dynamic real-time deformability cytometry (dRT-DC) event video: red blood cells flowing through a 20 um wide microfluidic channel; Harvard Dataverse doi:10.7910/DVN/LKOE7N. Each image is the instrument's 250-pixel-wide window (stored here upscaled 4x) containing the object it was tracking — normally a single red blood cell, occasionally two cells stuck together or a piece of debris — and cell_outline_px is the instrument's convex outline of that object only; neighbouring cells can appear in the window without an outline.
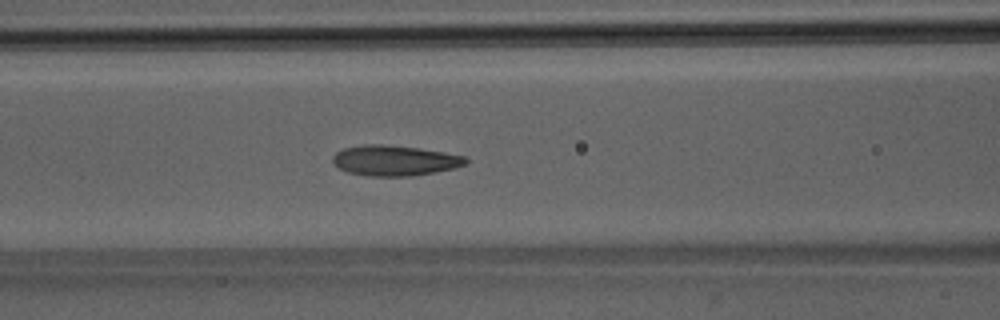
{"species": "Egyptian fruit bat (a non-hibernating species)", "species_latin": "Rousettus aegyptiacus", "temperature_condition": "room temperature", "stored_images_in_passage": 50, "camera_frame_rate_fps": 3000, "um_per_image_px": 0.085, "animal": {"sex": "male"}, "frame": {"image": 1, "passage_image": 21, "time_ms": 6.667, "image_size_px": [1000, 320], "cell_outline_px": [[468, 160], [464, 164], [456, 168], [412, 176], [368, 176], [348, 172], [340, 168], [332, 160], [332, 156], [336, 152], [344, 148], [364, 144], [380, 144], [420, 148], [444, 152], [464, 156]], "centroid_in_image_um": [33.54, 13.64], "position_along_channel_um": 133.1, "area_um2": 23.47}}
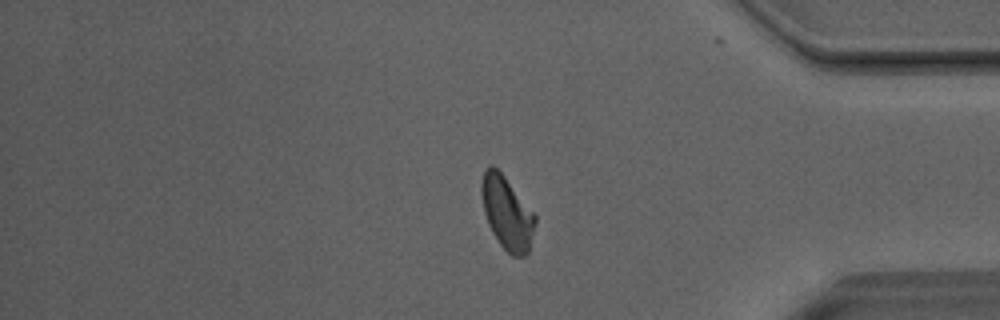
{"frame": {"image": 2, "passage_image": 42, "time_ms": 13.667, "image_size_px": [1000, 320], "cell_outline_px": [[536, 220], [528, 252], [524, 256], [512, 256], [500, 244], [492, 232], [488, 224], [484, 212], [480, 192], [480, 184], [484, 168], [488, 164], [492, 164], [504, 176], [536, 216]], "centroid_in_image_um": [43.05, 18.07], "position_along_channel_um": 392.1, "area_um2": 22.66}}
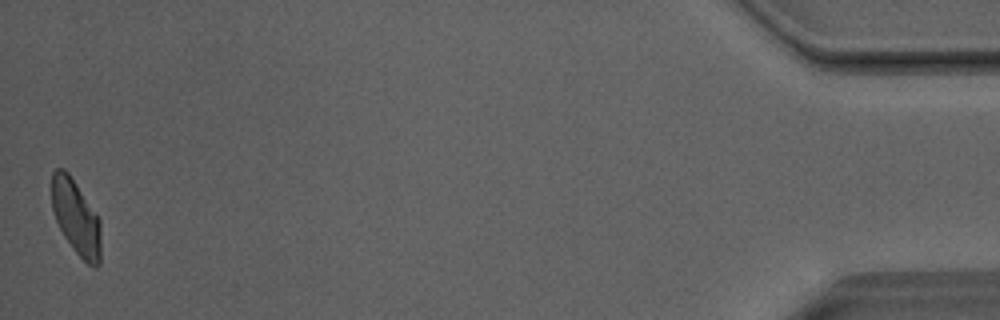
{"frame": {"image": 3, "passage_image": 50, "time_ms": 16.333, "image_size_px": [1000, 320], "cell_outline_px": [[100, 264], [96, 268], [92, 268], [72, 248], [64, 236], [56, 220], [52, 208], [52, 172], [56, 168], [64, 168], [68, 172], [100, 220]], "centroid_in_image_um": [6.46, 18.5], "position_along_channel_um": 428.7, "area_um2": 21.21}, "authors_computed_cell_mechanics": {"area_um2": 23.0622, "velocity_mm_per_s": 4.0286, "shape_relaxation_time_tau1_ms": 4.6674, "shape_relaxation_time_tau2_ms": 2.0939, "deformation_change_tau1": 0.1257, "deformation_change_tau2": 0.0861}}